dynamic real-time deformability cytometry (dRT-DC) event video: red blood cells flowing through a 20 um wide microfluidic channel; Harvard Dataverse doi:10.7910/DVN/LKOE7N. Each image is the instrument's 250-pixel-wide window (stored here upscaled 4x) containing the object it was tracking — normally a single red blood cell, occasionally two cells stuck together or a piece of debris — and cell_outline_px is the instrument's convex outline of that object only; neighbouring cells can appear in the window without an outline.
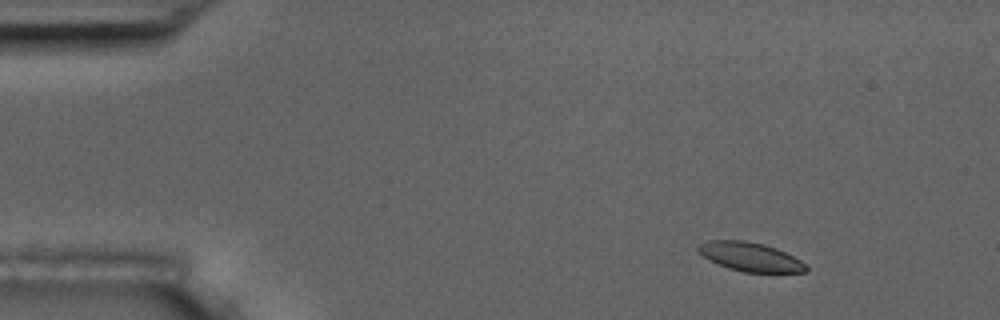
{"species": "common noctule bat (a hibernating species)", "species_latin": "Nyctalus noctula", "temperature_condition": "room temperature", "stored_images_in_passage": 4, "camera_frame_rate_fps": 3000, "um_per_image_px": 0.085, "animal": {"sex": "male", "body_mass_g": 17.5, "forearm_length_mm": 52.3}, "frame": {"image": 1, "passage_image": 1, "time_ms": 0.0, "image_size_px": [1000, 320], "cell_outline_px": [[808, 272], [744, 272], [728, 268], [708, 260], [696, 248], [700, 244], [708, 240], [744, 240], [764, 244], [776, 248], [800, 260], [808, 268]], "centroid_in_image_um": [63.75, 21.83], "position_along_channel_um": 21.2, "area_um2": 18.03}}
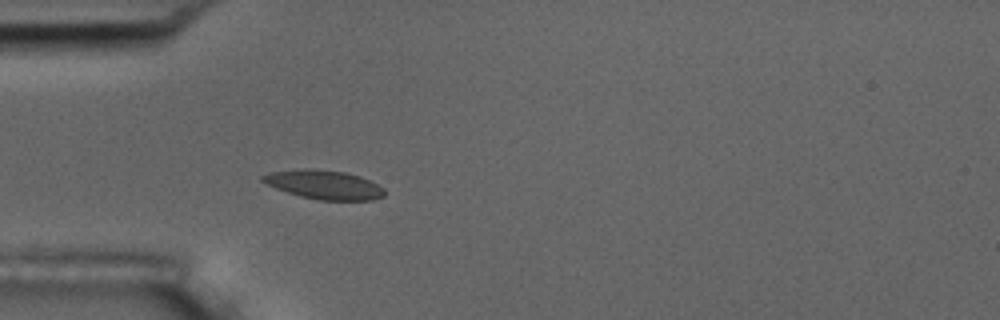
{"frame": {"image": 2, "passage_image": 4, "time_ms": 1.0, "image_size_px": [1000, 320], "cell_outline_px": [[384, 196], [372, 200], [320, 200], [300, 196], [276, 188], [260, 180], [260, 176], [268, 172], [304, 168], [344, 172], [360, 176], [384, 188]], "centroid_in_image_um": [27.52, 15.69], "position_along_channel_um": 57.5, "area_um2": 20.4}}